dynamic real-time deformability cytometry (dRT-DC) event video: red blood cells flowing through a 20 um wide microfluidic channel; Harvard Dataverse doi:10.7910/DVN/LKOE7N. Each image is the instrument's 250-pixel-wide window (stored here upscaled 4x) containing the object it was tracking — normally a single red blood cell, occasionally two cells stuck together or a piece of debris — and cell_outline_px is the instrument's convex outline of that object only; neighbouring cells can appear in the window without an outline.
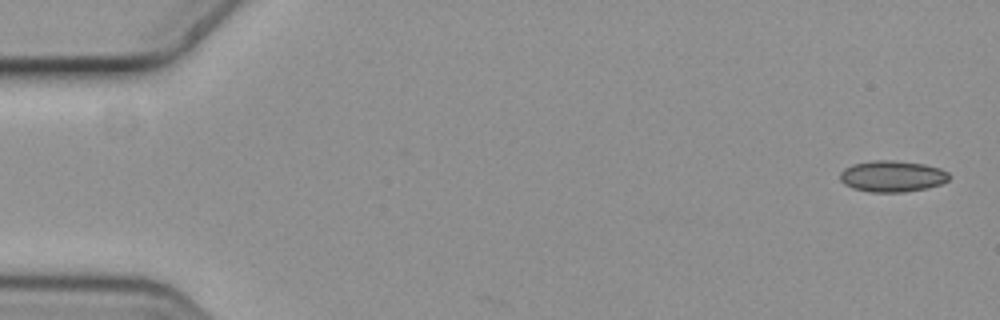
{"species": "common noctule bat (a hibernating species)", "species_latin": "Nyctalus noctula", "temperature_condition": "cold", "stored_images_in_passage": 9, "camera_frame_rate_fps": 3000, "um_per_image_px": 0.085, "animal": {"sex": "female", "body_mass_g": 19.3, "forearm_length_mm": 54.1}, "frame": {"image": 1, "passage_image": 1, "time_ms": 0.0, "image_size_px": [1000, 320], "cell_outline_px": [[948, 180], [940, 184], [924, 188], [904, 192], [872, 192], [852, 188], [844, 184], [840, 180], [840, 172], [844, 168], [852, 164], [872, 160], [896, 160], [924, 164], [940, 168], [948, 172]], "centroid_in_image_um": [75.8, 14.97], "position_along_channel_um": 9.2, "area_um2": 19.88}}
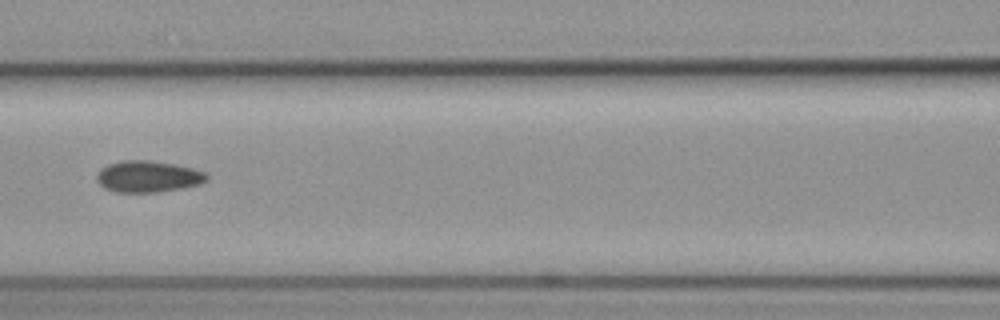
{"frame": {"image": 2, "passage_image": 7, "time_ms": 2.0, "image_size_px": [1000, 320], "cell_outline_px": [[208, 180], [200, 184], [184, 188], [160, 192], [116, 192], [104, 188], [96, 180], [96, 172], [100, 168], [108, 164], [120, 160], [148, 160], [176, 164], [192, 168], [204, 172], [208, 176]], "centroid_in_image_um": [12.56, 15.0], "position_along_channel_um": 154.0, "area_um2": 20.46}}
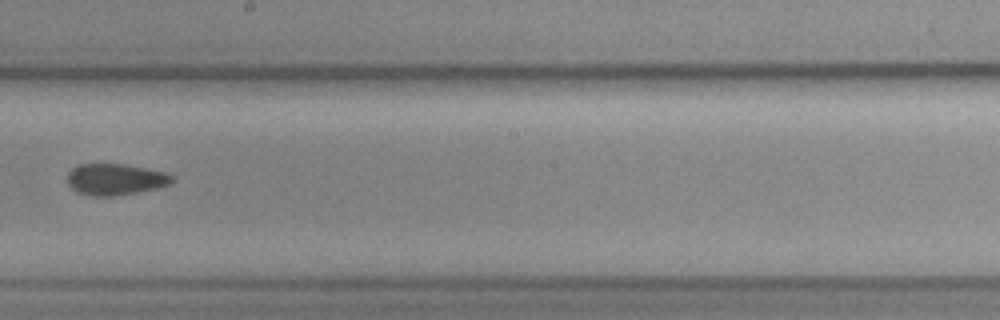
{"frame": {"image": 3, "passage_image": 9, "time_ms": 2.667, "image_size_px": [1000, 320], "cell_outline_px": [[172, 184], [156, 188], [136, 192], [112, 196], [92, 196], [76, 192], [68, 184], [68, 172], [76, 164], [124, 164], [164, 172], [172, 176]], "centroid_in_image_um": [9.76, 15.24], "position_along_channel_um": 238.4, "area_um2": 19.02}}